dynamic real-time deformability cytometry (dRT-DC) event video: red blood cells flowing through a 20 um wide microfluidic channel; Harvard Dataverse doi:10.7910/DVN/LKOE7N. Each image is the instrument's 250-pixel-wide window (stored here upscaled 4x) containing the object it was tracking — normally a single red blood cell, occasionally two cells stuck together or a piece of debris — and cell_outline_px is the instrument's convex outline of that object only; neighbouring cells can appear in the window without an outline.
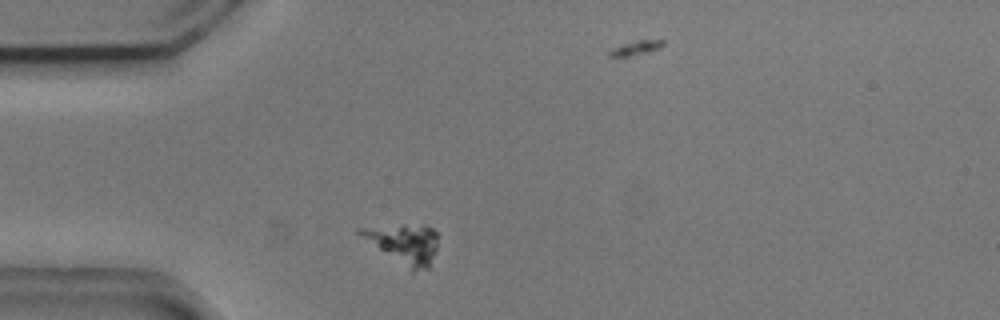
{"species": "common noctule bat (a hibernating species)", "species_latin": "Nyctalus noctula", "temperature_condition": "cold", "stored_images_in_passage": 5, "camera_frame_rate_fps": 3000, "um_per_image_px": 0.085, "animal": {"sex": "male", "body_mass_g": 20.5, "forearm_length_mm": 52.5}, "frame": {"image": 1, "passage_image": 1, "time_ms": 0.0, "image_size_px": [1000, 320], "cell_outline_px": [[436, 248], [428, 268], [412, 272], [356, 232], [356, 228], [404, 224], [432, 228], [436, 232]], "centroid_in_image_um": [34.33, 20.71], "position_along_channel_um": 50.7, "area_um2": 17.34}}